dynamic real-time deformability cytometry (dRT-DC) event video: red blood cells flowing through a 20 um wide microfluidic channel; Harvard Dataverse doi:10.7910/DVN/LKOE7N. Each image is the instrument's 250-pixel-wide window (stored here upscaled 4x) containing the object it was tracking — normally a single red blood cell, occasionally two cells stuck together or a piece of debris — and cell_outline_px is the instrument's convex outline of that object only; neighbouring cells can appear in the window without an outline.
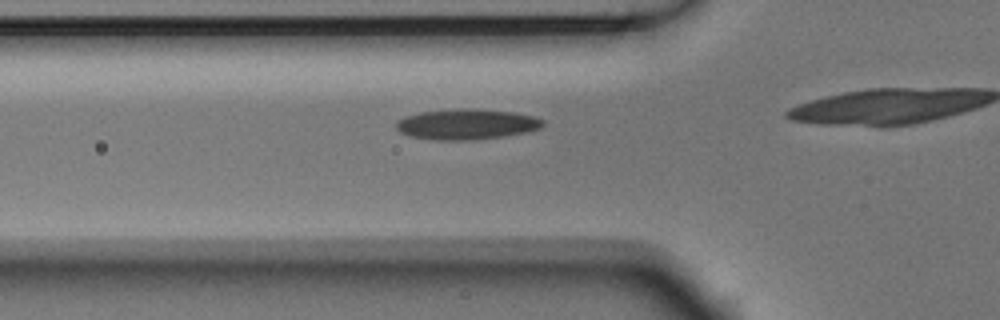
{"species": "Egyptian fruit bat (a non-hibernating species)", "species_latin": "Rousettus aegyptiacus", "temperature_condition": "room temperature", "stored_images_in_passage": 19, "camera_frame_rate_fps": 3000, "um_per_image_px": 0.085, "animal": {"sex": "male"}, "frame": {"image": 1, "passage_image": 14, "time_ms": 4.333, "image_size_px": [1000, 320], "cell_outline_px": [[544, 124], [540, 128], [524, 132], [504, 136], [468, 140], [436, 140], [412, 136], [400, 132], [396, 128], [396, 120], [404, 116], [420, 112], [512, 112], [532, 116], [544, 120]], "centroid_in_image_um": [39.63, 10.62], "position_along_channel_um": 86.2, "area_um2": 24.45}}